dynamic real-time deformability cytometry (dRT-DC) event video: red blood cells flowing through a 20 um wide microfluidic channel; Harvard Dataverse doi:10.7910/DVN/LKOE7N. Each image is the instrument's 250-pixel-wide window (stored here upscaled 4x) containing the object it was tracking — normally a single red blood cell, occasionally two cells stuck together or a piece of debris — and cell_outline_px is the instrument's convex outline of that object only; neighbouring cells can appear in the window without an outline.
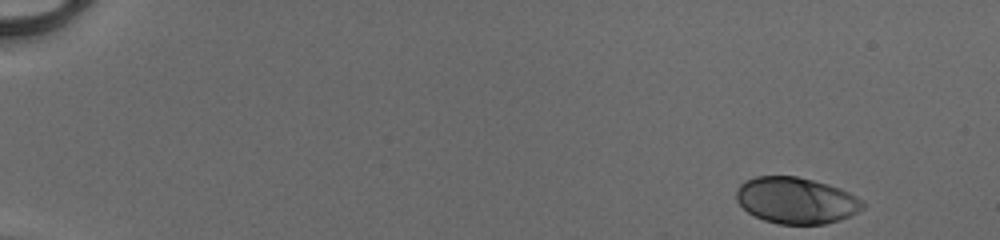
{"species": "human", "species_latin": "Homo sapiens", "temperature_condition": "cold", "stored_images_in_passage": 48, "camera_frame_rate_fps": 3000, "um_per_image_px": 0.085, "donor": {"sex": "male"}, "frame": {"image": 1, "passage_image": 1, "time_ms": 0.0, "image_size_px": [1000, 240], "cell_outline_px": [[864, 208], [840, 220], [824, 224], [780, 224], [764, 220], [748, 212], [736, 200], [736, 188], [744, 180], [756, 176], [796, 176], [828, 184], [840, 188], [864, 200]], "centroid_in_image_um": [67.66, 17.03], "position_along_channel_um": 17.3, "area_um2": 34.16}}
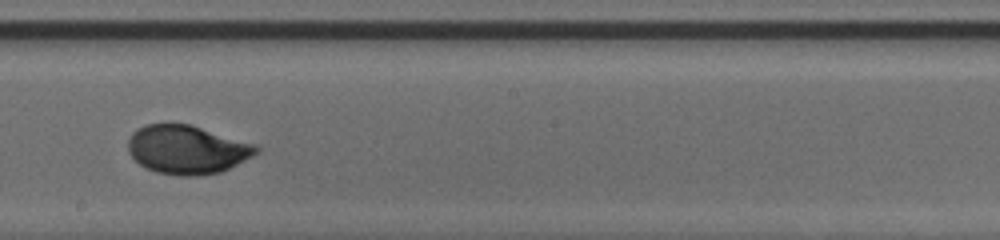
{"frame": {"image": 2, "passage_image": 28, "time_ms": 9.0, "image_size_px": [1000, 240], "cell_outline_px": [[260, 152], [220, 172], [196, 176], [180, 176], [156, 172], [144, 168], [128, 152], [128, 140], [132, 132], [144, 124], [192, 124], [260, 144]], "centroid_in_image_um": [15.94, 12.7], "position_along_channel_um": 232.3, "area_um2": 36.88}}
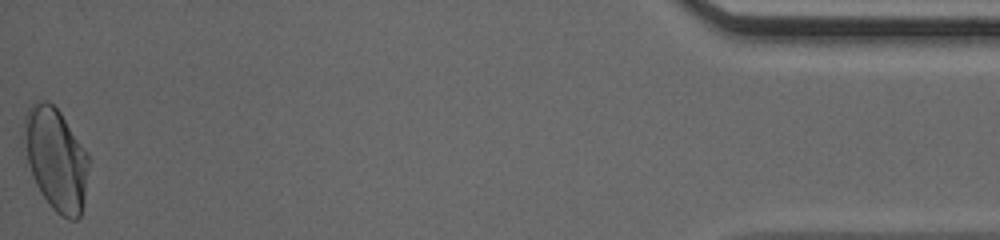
{"frame": {"image": 3, "passage_image": 48, "time_ms": 15.667, "image_size_px": [1000, 240], "cell_outline_px": [[88, 168], [84, 204], [80, 216], [76, 220], [68, 220], [60, 216], [52, 208], [40, 192], [32, 176], [20, 140], [20, 136], [24, 116], [32, 100], [48, 100], [60, 112], [88, 152]], "centroid_in_image_um": [4.7, 13.48], "position_along_channel_um": 430.5, "area_um2": 39.65}, "authors_computed_cell_mechanics": {"area_um2": 35.4892, "velocity_mm_per_s": 4.1438, "shape_relaxation_time_tau1_ms": 3.4069, "shape_relaxation_time_tau2_ms": null, "deformation_change_tau1": 0.1502, "deformation_change_tau2": null}}